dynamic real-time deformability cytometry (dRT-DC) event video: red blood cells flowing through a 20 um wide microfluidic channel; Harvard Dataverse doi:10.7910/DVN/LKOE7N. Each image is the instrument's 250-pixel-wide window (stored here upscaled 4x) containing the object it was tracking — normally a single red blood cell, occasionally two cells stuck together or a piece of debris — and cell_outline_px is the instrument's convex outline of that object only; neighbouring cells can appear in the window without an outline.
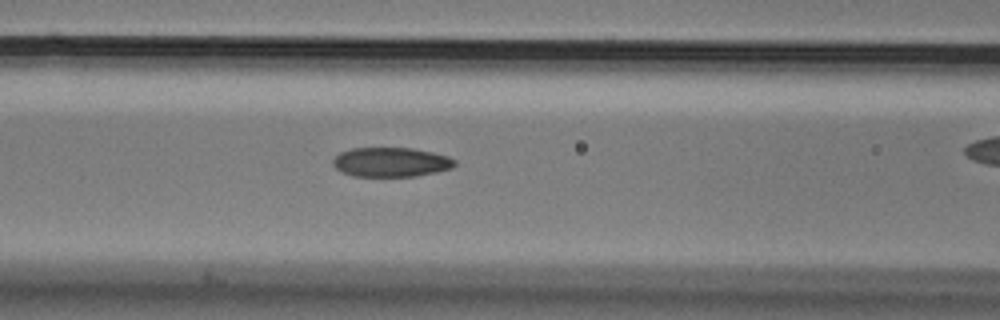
{"species": "Egyptian fruit bat (a non-hibernating species)", "species_latin": "Rousettus aegyptiacus", "temperature_condition": "cold", "stored_images_in_passage": 29, "camera_frame_rate_fps": 3000, "um_per_image_px": 0.085, "animal": {"sex": "male"}, "frame": {"image": 1, "passage_image": 7, "time_ms": 2.0, "image_size_px": [1000, 320], "cell_outline_px": [[456, 164], [452, 168], [436, 172], [416, 176], [352, 176], [336, 168], [332, 164], [332, 160], [340, 152], [352, 148], [412, 148], [432, 152], [448, 156], [456, 160]], "centroid_in_image_um": [33.24, 13.78], "position_along_channel_um": 133.4, "area_um2": 20.87}}
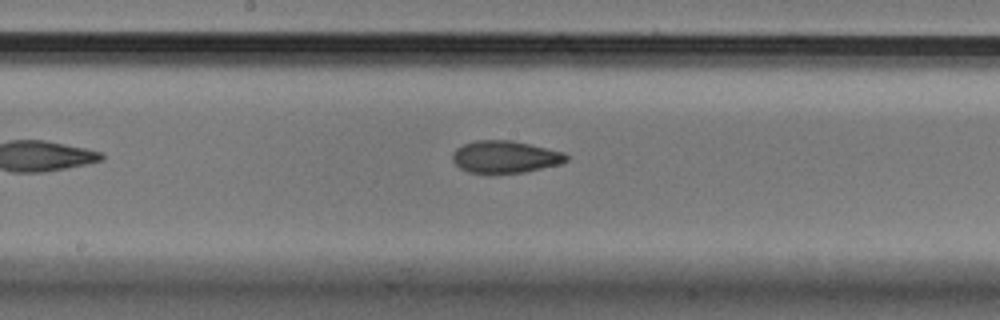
{"frame": {"image": 2, "passage_image": 13, "time_ms": 4.0, "image_size_px": [1000, 320], "cell_outline_px": [[568, 160], [560, 164], [524, 172], [468, 172], [460, 168], [452, 160], [452, 152], [456, 148], [464, 144], [476, 140], [512, 140], [564, 152], [568, 156]], "centroid_in_image_um": [42.93, 13.31], "position_along_channel_um": 205.3, "area_um2": 21.15}}
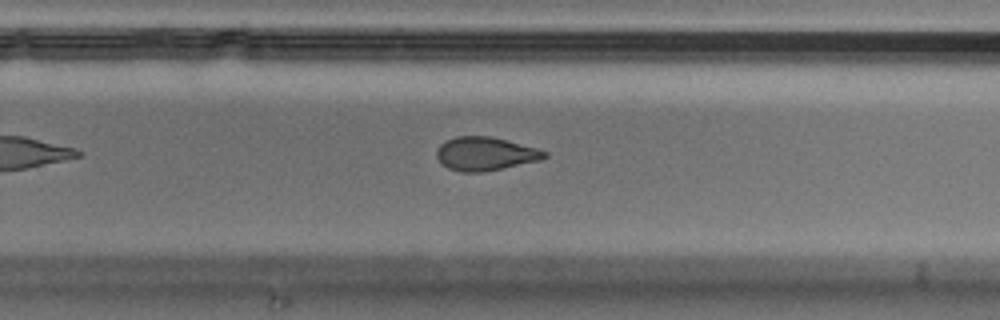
{"frame": {"image": 3, "passage_image": 20, "time_ms": 6.333, "image_size_px": [1000, 320], "cell_outline_px": [[548, 156], [540, 160], [484, 172], [460, 172], [448, 168], [436, 156], [436, 152], [440, 144], [456, 136], [492, 136], [536, 148], [548, 152]], "centroid_in_image_um": [41.26, 13.07], "position_along_channel_um": 288.5, "area_um2": 20.92}}